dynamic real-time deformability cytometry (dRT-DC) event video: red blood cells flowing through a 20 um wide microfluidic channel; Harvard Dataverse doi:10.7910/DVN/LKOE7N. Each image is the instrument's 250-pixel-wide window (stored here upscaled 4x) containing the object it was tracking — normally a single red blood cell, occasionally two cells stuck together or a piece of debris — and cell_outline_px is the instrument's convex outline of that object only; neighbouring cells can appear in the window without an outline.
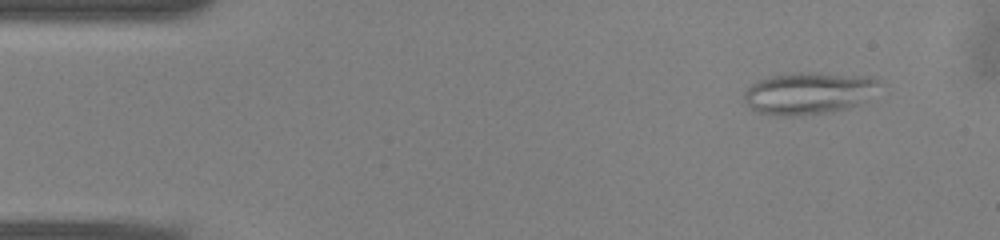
{"species": "common noctule bat (a hibernating species)", "species_latin": "Nyctalus noctula", "temperature_condition": "warm", "stored_images_in_passage": 13, "camera_frame_rate_fps": 3000, "um_per_image_px": 0.085, "animal": {"sex": "male", "body_mass_g": 13.0, "forearm_length_mm": 53.1}, "frame": {"image": 1, "passage_image": 3, "time_ms": 0.667, "image_size_px": [1000, 240], "cell_outline_px": [[876, 80], [856, 104], [848, 108], [828, 112], [760, 112], [752, 108], [744, 100], [744, 92], [752, 84], [760, 80], [772, 76], [792, 72], [820, 72], [872, 76]], "centroid_in_image_um": [68.63, 7.83], "position_along_channel_um": 16.4, "area_um2": 30.81}}